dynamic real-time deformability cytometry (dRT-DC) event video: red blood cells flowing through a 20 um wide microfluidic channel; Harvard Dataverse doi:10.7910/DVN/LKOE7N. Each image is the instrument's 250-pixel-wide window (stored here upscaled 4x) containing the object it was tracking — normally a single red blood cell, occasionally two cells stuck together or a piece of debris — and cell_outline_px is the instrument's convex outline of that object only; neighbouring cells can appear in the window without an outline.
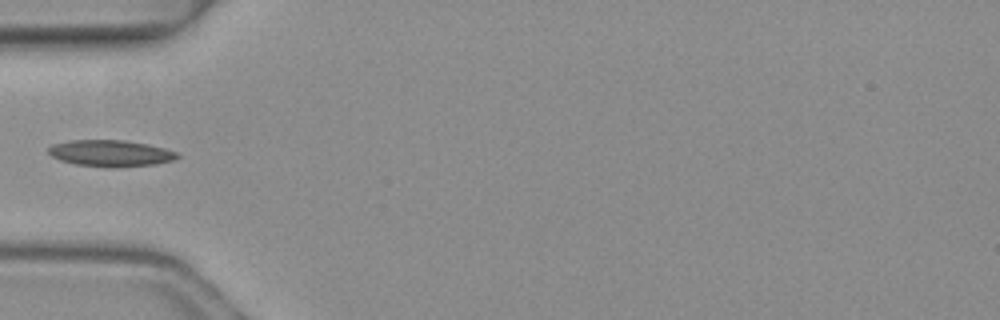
{"species": "common noctule bat (a hibernating species)", "species_latin": "Nyctalus noctula", "temperature_condition": "warm", "stored_images_in_passage": 5, "camera_frame_rate_fps": 3000, "um_per_image_px": 0.085, "animal": {"sex": "female", "body_mass_g": 19.3, "forearm_length_mm": 54.1}, "frame": {"image": 1, "passage_image": 4, "time_ms": 1.0, "image_size_px": [1000, 320], "cell_outline_px": [[180, 156], [172, 160], [156, 164], [116, 168], [104, 168], [76, 164], [60, 160], [52, 156], [48, 152], [48, 148], [52, 144], [72, 140], [124, 140], [148, 144], [164, 148], [176, 152]], "centroid_in_image_um": [9.39, 13.04], "position_along_channel_um": 75.6, "area_um2": 20.0}}
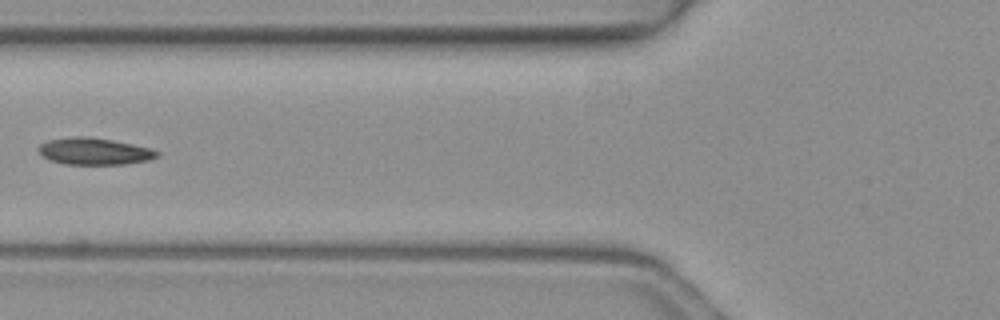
{"frame": {"image": 2, "passage_image": 5, "time_ms": 1.333, "image_size_px": [1000, 320], "cell_outline_px": [[160, 156], [148, 160], [124, 164], [64, 164], [48, 160], [36, 148], [40, 144], [48, 140], [76, 136], [84, 136], [112, 140], [152, 148], [160, 152]], "centroid_in_image_um": [8.02, 12.86], "position_along_channel_um": 117.8, "area_um2": 18.55}}